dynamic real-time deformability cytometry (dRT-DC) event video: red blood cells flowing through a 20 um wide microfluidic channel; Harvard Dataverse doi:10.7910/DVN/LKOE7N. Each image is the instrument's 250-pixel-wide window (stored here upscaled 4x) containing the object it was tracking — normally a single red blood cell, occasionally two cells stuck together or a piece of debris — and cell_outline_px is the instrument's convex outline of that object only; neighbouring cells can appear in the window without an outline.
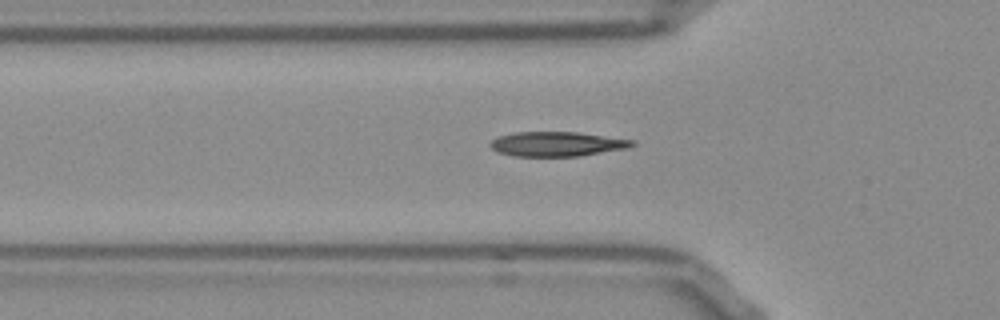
{"species": "Egyptian fruit bat (a non-hibernating species)", "species_latin": "Rousettus aegyptiacus", "temperature_condition": "room temperature", "stored_images_in_passage": 35, "camera_frame_rate_fps": 3000, "um_per_image_px": 0.085, "frame": {"image": 1, "passage_image": 5, "time_ms": 1.333, "image_size_px": [1000, 320], "cell_outline_px": [[636, 144], [628, 148], [580, 156], [516, 156], [496, 152], [488, 144], [492, 140], [500, 136], [512, 132], [576, 132], [636, 140]], "centroid_in_image_um": [47.35, 12.24], "position_along_channel_um": 78.4, "area_um2": 20.4}}
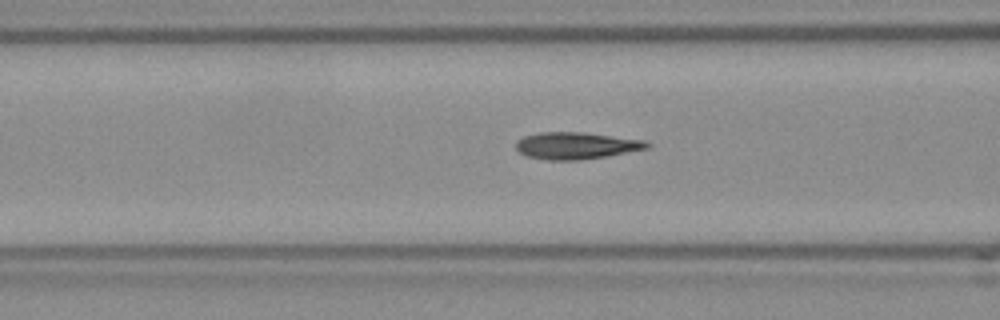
{"frame": {"image": 2, "passage_image": 8, "time_ms": 2.333, "image_size_px": [1000, 320], "cell_outline_px": [[652, 144], [648, 148], [608, 156], [580, 160], [548, 160], [528, 156], [520, 152], [516, 148], [516, 140], [524, 136], [540, 132], [584, 132], [644, 140]], "centroid_in_image_um": [48.98, 12.37], "position_along_channel_um": 117.6, "area_um2": 20.58}}
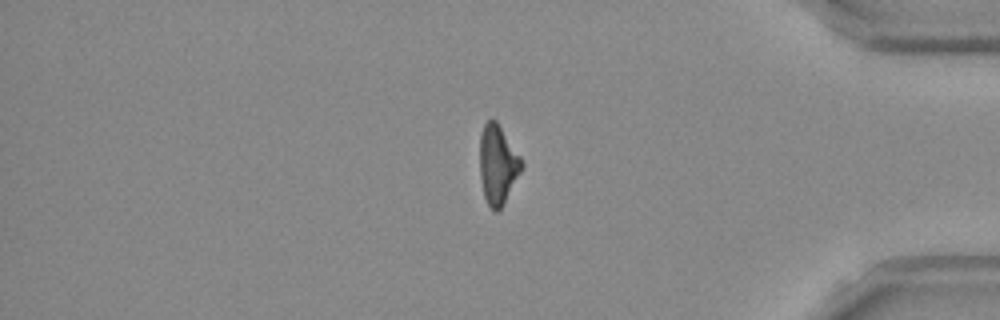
{"frame": {"image": 3, "passage_image": 32, "time_ms": 10.333, "image_size_px": [1000, 320], "cell_outline_px": [[524, 168], [504, 204], [496, 212], [492, 212], [484, 196], [480, 176], [480, 136], [484, 124], [488, 120], [496, 120], [520, 156], [524, 164]], "centroid_in_image_um": [42.32, 14.03], "position_along_channel_um": 392.9, "area_um2": 19.42}, "authors_computed_cell_mechanics": {"area_um2": 20.1144, "velocity_mm_per_s": 3.8197, "shape_relaxation_time_tau1_ms": 5.4446, "shape_relaxation_time_tau2_ms": 2.0019, "deformation_change_tau1": 0.1888, "deformation_change_tau2": 0.0975}}